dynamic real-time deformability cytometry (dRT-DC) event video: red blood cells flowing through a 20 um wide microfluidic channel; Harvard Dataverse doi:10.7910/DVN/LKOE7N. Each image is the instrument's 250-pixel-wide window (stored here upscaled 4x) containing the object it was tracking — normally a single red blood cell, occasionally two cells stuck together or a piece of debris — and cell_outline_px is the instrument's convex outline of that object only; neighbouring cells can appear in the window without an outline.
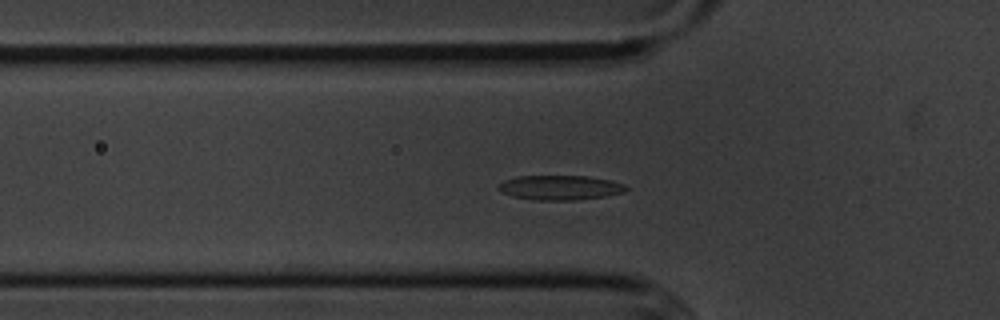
{"species": "common noctule bat (a hibernating species)", "species_latin": "Nyctalus noctula", "temperature_condition": "cold", "stored_images_in_passage": 41, "camera_frame_rate_fps": 3000, "um_per_image_px": 0.085, "animal": {"sex": "male", "body_mass_g": 20.1, "forearm_length_mm": 53.5}, "frame": {"image": 1, "passage_image": 4, "time_ms": 1.0, "image_size_px": [1000, 320], "cell_outline_px": [[628, 188], [624, 192], [604, 196], [572, 200], [532, 200], [512, 196], [500, 192], [496, 188], [504, 180], [516, 176], [588, 176], [608, 180], [624, 184]], "centroid_in_image_um": [47.55, 15.94], "position_along_channel_um": 78.3, "area_um2": 18.26}}
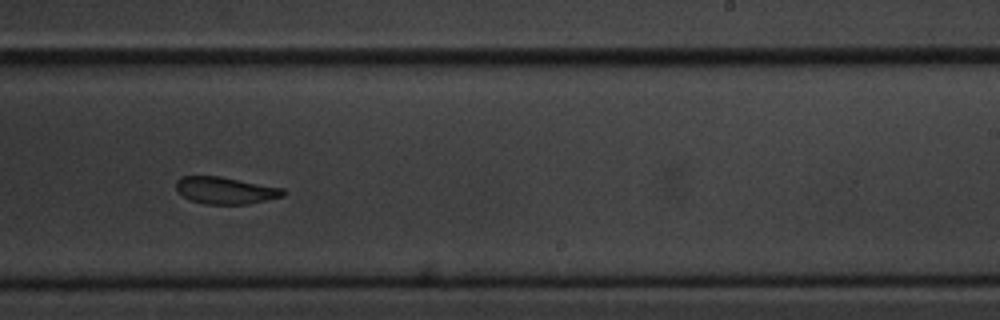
{"frame": {"image": 2, "passage_image": 20, "time_ms": 6.333, "image_size_px": [1000, 320], "cell_outline_px": [[284, 196], [248, 204], [208, 204], [192, 200], [184, 196], [176, 188], [176, 180], [180, 176], [220, 176], [284, 188]], "centroid_in_image_um": [19.17, 16.17], "position_along_channel_um": 269.8, "area_um2": 16.7}}
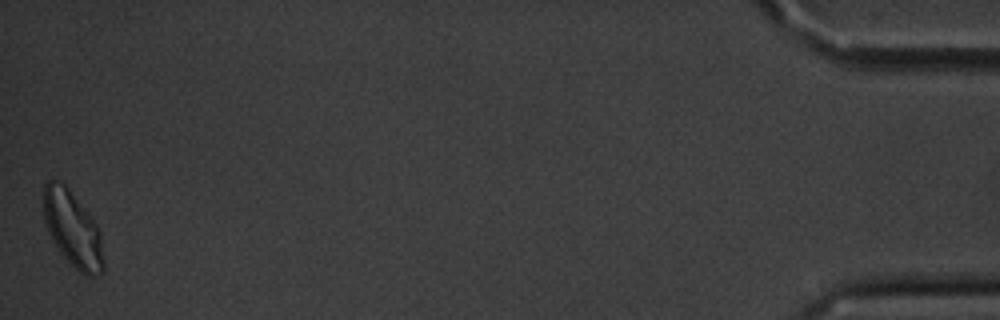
{"frame": {"image": 3, "passage_image": 41, "time_ms": 13.333, "image_size_px": [1000, 320], "cell_outline_px": [[104, 272], [92, 276], [88, 276], [80, 272], [60, 252], [52, 240], [48, 232], [44, 220], [44, 184], [48, 180], [60, 180], [68, 188], [88, 212], [96, 224], [100, 232], [104, 260]], "centroid_in_image_um": [6.18, 19.47], "position_along_channel_um": 429.0, "area_um2": 26.3}, "authors_computed_cell_mechanics": {"area_um2": 18.1492, "velocity_mm_per_s": 3.579, "shape_relaxation_time_tau1_ms": 4.7348, "shape_relaxation_time_tau2_ms": 2.9153, "deformation_change_tau1": 0.1062, "deformation_change_tau2": 0.066}}